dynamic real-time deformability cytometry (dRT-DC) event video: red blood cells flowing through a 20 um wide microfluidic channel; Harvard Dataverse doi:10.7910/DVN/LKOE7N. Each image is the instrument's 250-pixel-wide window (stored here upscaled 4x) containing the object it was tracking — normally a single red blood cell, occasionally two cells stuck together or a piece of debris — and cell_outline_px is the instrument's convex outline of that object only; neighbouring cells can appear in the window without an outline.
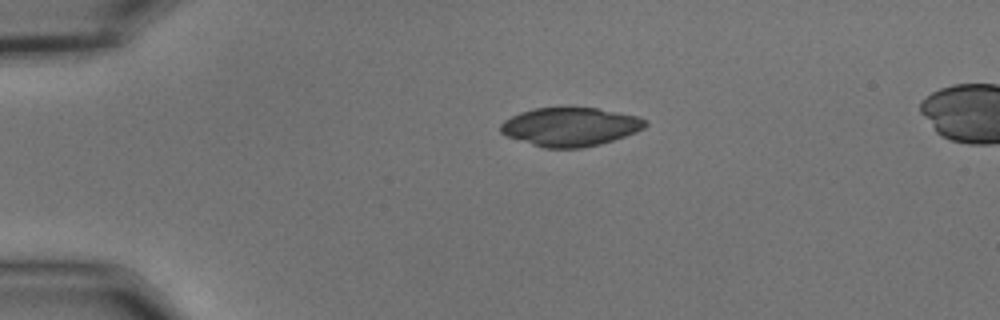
{"species": "common noctule bat (a hibernating species)", "species_latin": "Nyctalus noctula", "temperature_condition": "cold", "stored_images_in_passage": 44, "camera_frame_rate_fps": 3000, "um_per_image_px": 0.085, "animal": {"sex": "male", "body_mass_g": 15.6}, "frame": {"image": 1, "passage_image": 1, "time_ms": 0.0, "image_size_px": [1000, 320], "cell_outline_px": [[648, 124], [644, 128], [636, 132], [600, 144], [580, 148], [544, 148], [508, 136], [500, 132], [500, 124], [504, 120], [520, 112], [536, 108], [596, 108], [636, 116], [648, 120]], "centroid_in_image_um": [48.47, 10.78], "position_along_channel_um": 36.5, "area_um2": 32.25}}
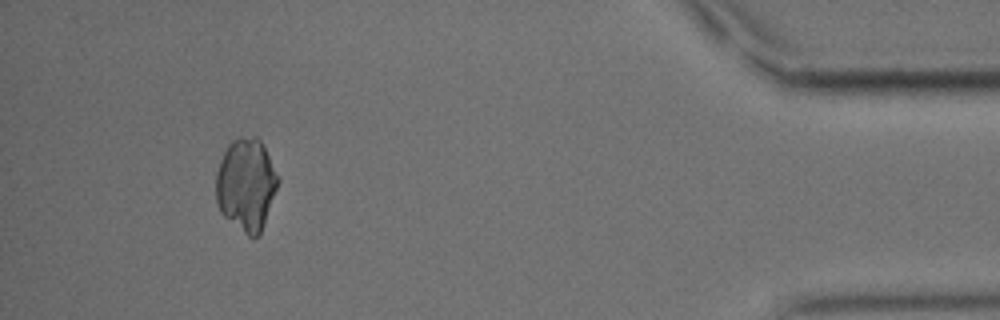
{"frame": {"image": 2, "passage_image": 40, "time_ms": 13.0, "image_size_px": [1000, 320], "cell_outline_px": [[280, 180], [260, 232], [252, 240], [224, 216], [220, 212], [216, 204], [216, 172], [220, 160], [228, 144], [232, 140], [252, 136], [256, 136], [260, 140], [280, 176]], "centroid_in_image_um": [20.92, 15.68], "position_along_channel_um": 414.3, "area_um2": 33.35}}